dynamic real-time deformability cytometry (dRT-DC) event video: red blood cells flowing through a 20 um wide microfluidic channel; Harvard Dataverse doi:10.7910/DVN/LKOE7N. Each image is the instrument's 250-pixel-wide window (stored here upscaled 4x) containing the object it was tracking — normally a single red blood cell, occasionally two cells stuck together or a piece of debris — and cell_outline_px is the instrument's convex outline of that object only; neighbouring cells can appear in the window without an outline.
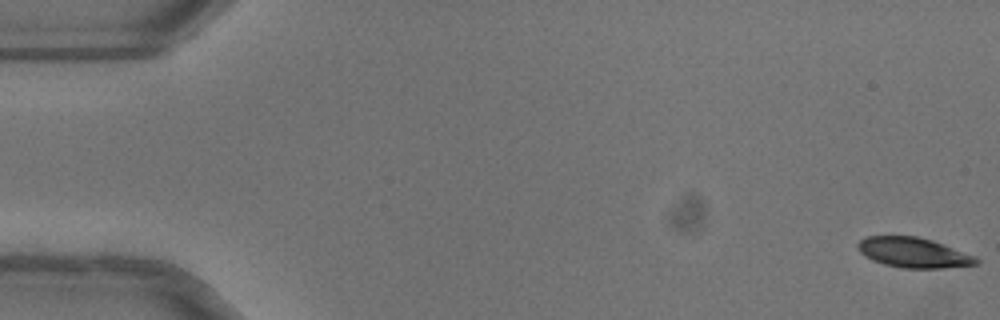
{"species": "common noctule bat (a hibernating species)", "species_latin": "Nyctalus noctula", "temperature_condition": "warm", "stored_images_in_passage": 53, "camera_frame_rate_fps": 3000, "um_per_image_px": 0.085, "animal": {"sex": "female"}, "frame": {"image": 1, "passage_image": 1, "time_ms": 0.0, "image_size_px": [1000, 320], "cell_outline_px": [[980, 264], [944, 268], [900, 268], [884, 264], [872, 260], [864, 256], [856, 248], [856, 244], [860, 240], [868, 236], [916, 236], [932, 240], [944, 244], [976, 256], [980, 260]], "centroid_in_image_um": [77.65, 21.48], "position_along_channel_um": 7.3, "area_um2": 20.98}}
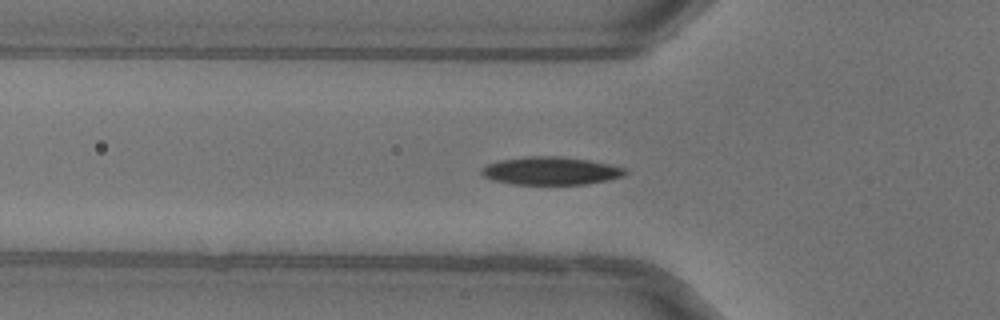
{"frame": {"image": 2, "passage_image": 18, "time_ms": 5.667, "image_size_px": [1000, 320], "cell_outline_px": [[628, 172], [624, 176], [608, 180], [588, 184], [512, 184], [492, 180], [484, 176], [480, 172], [480, 168], [488, 164], [500, 160], [528, 156], [556, 156], [588, 160], [608, 164], [624, 168]], "centroid_in_image_um": [46.8, 14.52], "position_along_channel_um": 79.0, "area_um2": 23.35}, "authors_computed_cell_mechanics": {"area_um2": 22.542, "velocity_mm_per_s": 4.016, "shape_relaxation_time_tau1_ms": 3.6815, "shape_relaxation_time_tau2_ms": null, "deformation_change_tau1": 0.1535, "deformation_change_tau2": null}}